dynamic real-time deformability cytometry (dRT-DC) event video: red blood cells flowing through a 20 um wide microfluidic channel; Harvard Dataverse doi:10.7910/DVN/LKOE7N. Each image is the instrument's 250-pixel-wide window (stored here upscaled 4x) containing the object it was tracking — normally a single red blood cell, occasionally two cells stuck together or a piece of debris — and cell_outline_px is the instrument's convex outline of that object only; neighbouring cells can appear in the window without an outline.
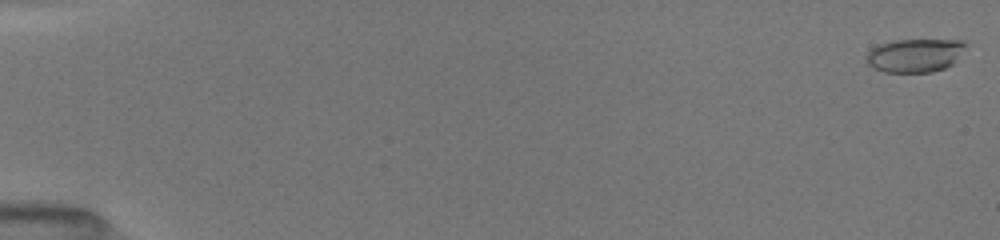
{"species": "common noctule bat (a hibernating species)", "species_latin": "Nyctalus noctula", "temperature_condition": "room temperature", "stored_images_in_passage": 52, "camera_frame_rate_fps": 3000, "um_per_image_px": 0.085, "animal": {"sex": "female", "body_mass_g": 19.5, "forearm_length_mm": 54.1}, "frame": {"image": 1, "passage_image": 1, "time_ms": 0.0, "image_size_px": [1000, 240], "cell_outline_px": [[968, 44], [952, 64], [944, 68], [932, 72], [884, 72], [872, 68], [864, 60], [868, 52], [872, 48], [880, 44], [896, 40], [964, 40]], "centroid_in_image_um": [77.75, 4.71], "position_along_channel_um": 7.3, "area_um2": 19.42}}
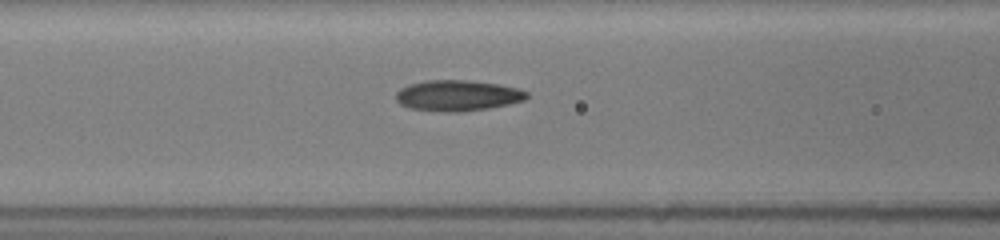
{"frame": {"image": 2, "passage_image": 23, "time_ms": 7.333, "image_size_px": [1000, 240], "cell_outline_px": [[528, 96], [524, 100], [508, 104], [488, 108], [464, 112], [444, 112], [408, 108], [400, 104], [396, 100], [396, 92], [400, 88], [408, 84], [424, 80], [468, 80], [500, 84], [520, 88], [528, 92]], "centroid_in_image_um": [38.88, 8.12], "position_along_channel_um": 127.7, "area_um2": 23.81}}
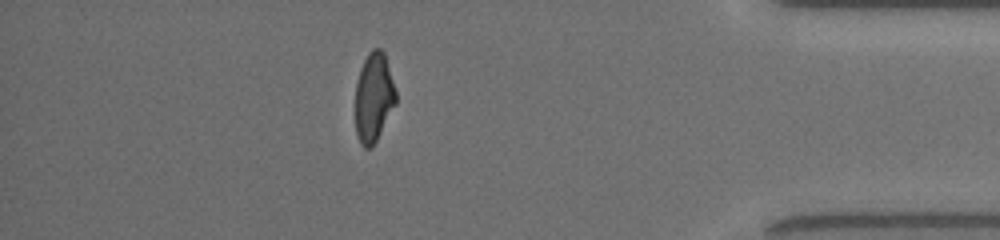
{"frame": {"image": 3, "passage_image": 46, "time_ms": 15.0, "image_size_px": [1000, 240], "cell_outline_px": [[396, 104], [376, 140], [368, 148], [364, 148], [360, 144], [356, 136], [356, 84], [360, 68], [368, 52], [372, 48], [380, 48], [384, 52], [396, 92]], "centroid_in_image_um": [31.76, 8.26], "position_along_channel_um": 403.4, "area_um2": 20.92}, "authors_computed_cell_mechanics": {"area_um2": 21.8484, "velocity_mm_per_s": 4.0406, "shape_relaxation_time_tau1_ms": 4.8294, "shape_relaxation_time_tau2_ms": 1.6553, "deformation_change_tau1": 0.1758, "deformation_change_tau2": 0.0872}}